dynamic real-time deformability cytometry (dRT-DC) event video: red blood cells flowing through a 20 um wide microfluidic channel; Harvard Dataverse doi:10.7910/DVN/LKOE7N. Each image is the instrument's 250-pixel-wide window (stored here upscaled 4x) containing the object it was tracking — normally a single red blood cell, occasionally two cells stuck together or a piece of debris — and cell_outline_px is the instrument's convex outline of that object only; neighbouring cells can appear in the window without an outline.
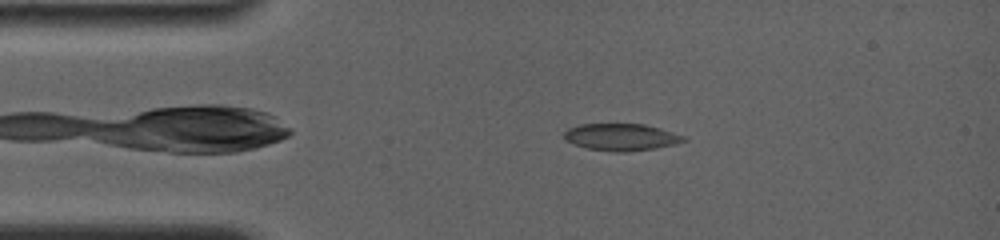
{"species": "common noctule bat (a hibernating species)", "species_latin": "Nyctalus noctula", "temperature_condition": "room temperature", "stored_images_in_passage": 18, "camera_frame_rate_fps": 4000, "um_per_image_px": 0.085, "animal": {"sex": "female", "body_mass_g": 19.0, "forearm_length_mm": 56.7}, "frame": {"image": 1, "passage_image": 6, "time_ms": 2.75, "image_size_px": [1000, 240], "cell_outline_px": [[688, 140], [676, 144], [656, 148], [628, 152], [616, 152], [588, 148], [564, 140], [564, 132], [568, 128], [580, 124], [644, 124], [660, 128], [688, 136]], "centroid_in_image_um": [52.86, 11.65], "position_along_channel_um": 32.1, "area_um2": 18.96}}
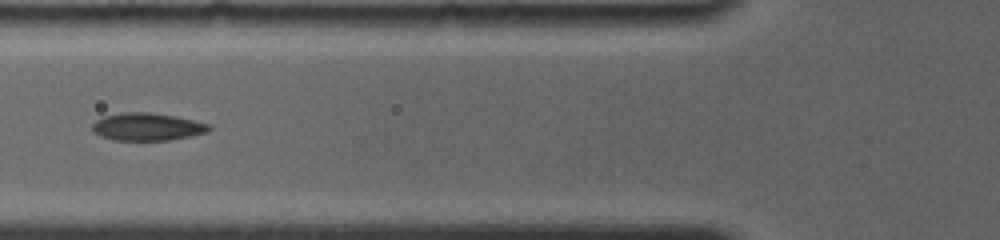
{"frame": {"image": 2, "passage_image": 11, "time_ms": 5.75, "image_size_px": [1000, 240], "cell_outline_px": [[212, 128], [208, 132], [172, 140], [112, 140], [100, 136], [92, 132], [92, 124], [96, 120], [104, 116], [120, 112], [148, 112], [176, 116], [212, 124]], "centroid_in_image_um": [12.52, 10.77], "position_along_channel_um": 113.3, "area_um2": 19.07}}
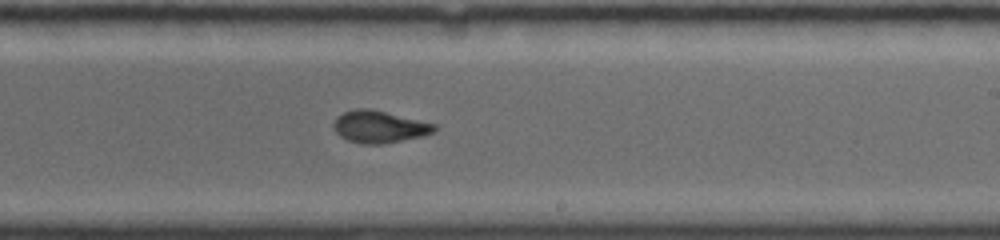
{"frame": {"image": 3, "passage_image": 18, "time_ms": 9.5, "image_size_px": [1000, 240], "cell_outline_px": [[436, 132], [424, 136], [384, 144], [364, 144], [348, 140], [340, 136], [336, 132], [332, 124], [336, 116], [344, 112], [356, 108], [368, 108], [436, 124]], "centroid_in_image_um": [32.24, 10.78], "position_along_channel_um": 256.8, "area_um2": 18.9}}